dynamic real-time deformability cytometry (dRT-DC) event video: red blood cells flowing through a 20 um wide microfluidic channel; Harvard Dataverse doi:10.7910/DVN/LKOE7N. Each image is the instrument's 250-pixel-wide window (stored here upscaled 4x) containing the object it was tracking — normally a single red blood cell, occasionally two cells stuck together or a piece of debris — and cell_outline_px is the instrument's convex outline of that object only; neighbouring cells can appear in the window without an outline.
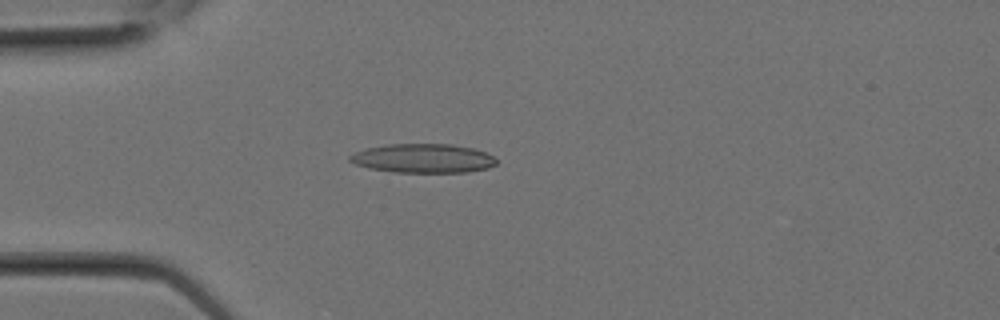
{"species": "Egyptian fruit bat (a non-hibernating species)", "species_latin": "Rousettus aegyptiacus", "temperature_condition": "room temperature", "stored_images_in_passage": 1, "camera_frame_rate_fps": 3000, "um_per_image_px": 0.085, "animal": {"sex": "female"}, "frame": {"image": 1, "passage_image": 1, "time_ms": 0.0, "image_size_px": [1000, 320], "cell_outline_px": [[496, 164], [488, 168], [468, 172], [396, 172], [368, 168], [356, 164], [348, 160], [348, 156], [356, 152], [368, 148], [388, 144], [452, 144], [476, 148], [492, 156], [496, 160]], "centroid_in_image_um": [35.98, 13.45], "position_along_channel_um": 49.0, "area_um2": 24.74}}